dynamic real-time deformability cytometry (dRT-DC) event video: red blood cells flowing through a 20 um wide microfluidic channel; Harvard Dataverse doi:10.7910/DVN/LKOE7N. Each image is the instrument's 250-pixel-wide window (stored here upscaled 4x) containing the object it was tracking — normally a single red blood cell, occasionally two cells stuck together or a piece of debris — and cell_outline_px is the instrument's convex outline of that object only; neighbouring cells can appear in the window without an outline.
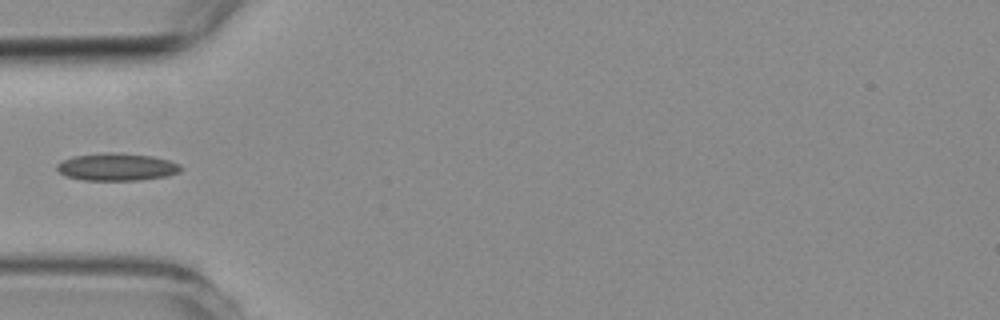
{"species": "common noctule bat (a hibernating species)", "species_latin": "Nyctalus noctula", "temperature_condition": "room temperature", "stored_images_in_passage": 5, "camera_frame_rate_fps": 3000, "um_per_image_px": 0.085, "animal": {"sex": "female", "body_mass_g": 19.3, "forearm_length_mm": 54.1}, "frame": {"image": 1, "passage_image": 4, "time_ms": 3.667, "image_size_px": [1000, 320], "cell_outline_px": [[184, 168], [180, 172], [168, 176], [140, 180], [84, 180], [64, 176], [56, 168], [56, 164], [64, 160], [76, 156], [104, 152], [112, 152], [152, 156], [168, 160], [180, 164]], "centroid_in_image_um": [9.96, 14.19], "position_along_channel_um": 75.0, "area_um2": 19.88}}